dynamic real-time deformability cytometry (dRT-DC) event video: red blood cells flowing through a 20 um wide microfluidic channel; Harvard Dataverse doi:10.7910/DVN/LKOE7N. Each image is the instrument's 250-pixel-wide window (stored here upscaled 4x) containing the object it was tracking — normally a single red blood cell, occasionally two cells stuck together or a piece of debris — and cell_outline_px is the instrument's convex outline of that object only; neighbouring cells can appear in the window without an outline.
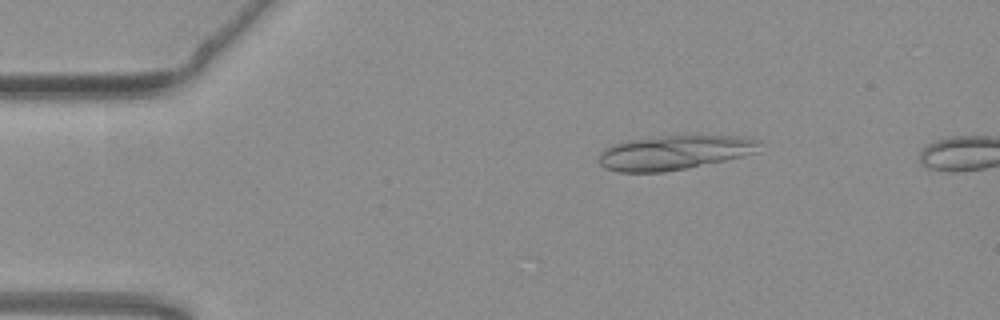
{"species": "common noctule bat (a hibernating species)", "species_latin": "Nyctalus noctula", "temperature_condition": "warm", "stored_images_in_passage": 10, "camera_frame_rate_fps": 3000, "um_per_image_px": 0.085, "animal": {"sex": "female", "body_mass_g": 19.3, "forearm_length_mm": 54.1}, "frame": {"image": 1, "passage_image": 1, "time_ms": 0.0, "image_size_px": [1000, 320], "cell_outline_px": [[760, 144], [756, 152], [744, 156], [688, 168], [664, 172], [616, 172], [604, 168], [596, 160], [600, 152], [604, 148], [612, 144], [632, 140], [664, 136], [752, 136], [760, 140]], "centroid_in_image_um": [57.31, 12.97], "position_along_channel_um": 27.7, "area_um2": 32.37}}